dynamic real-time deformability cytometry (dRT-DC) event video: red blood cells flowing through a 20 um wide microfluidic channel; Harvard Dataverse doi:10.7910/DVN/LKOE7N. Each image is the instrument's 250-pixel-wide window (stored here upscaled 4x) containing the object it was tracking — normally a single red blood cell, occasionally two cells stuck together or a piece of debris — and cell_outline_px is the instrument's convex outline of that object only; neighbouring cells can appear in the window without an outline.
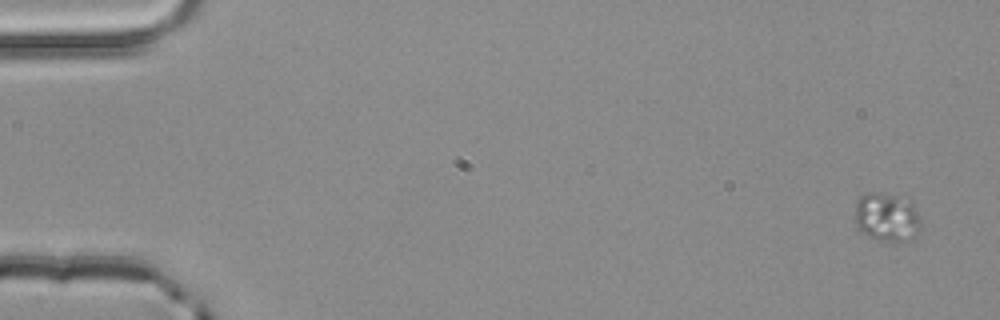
{"species": "common noctule bat (a hibernating species)", "species_latin": "Nyctalus noctula", "temperature_condition": "room temperature", "stored_images_in_passage": 4, "camera_frame_rate_fps": 3000, "um_per_image_px": 0.085, "animal": {"sex": "male", "body_mass_g": 20.4}, "frame": {"image": 1, "passage_image": 1, "time_ms": 0.0, "image_size_px": [1000, 320], "cell_outline_px": [[920, 232], [916, 236], [908, 240], [884, 240], [868, 236], [860, 232], [856, 228], [856, 200], [860, 196], [868, 192], [872, 192], [896, 196], [912, 200], [920, 220]], "centroid_in_image_um": [75.38, 18.45], "position_along_channel_um": 9.6, "area_um2": 18.67}}
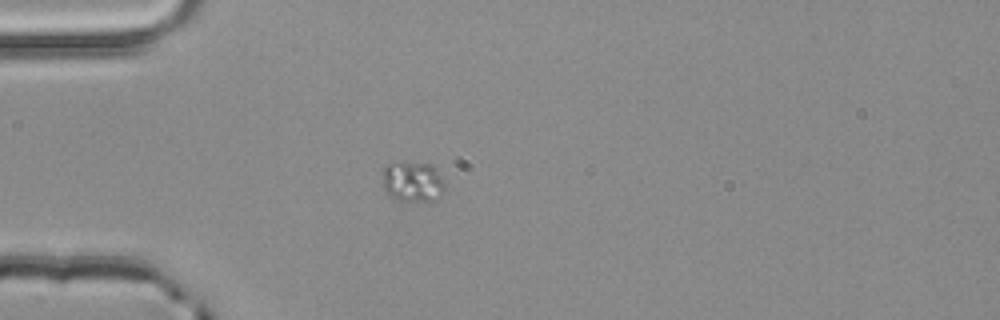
{"frame": {"image": 2, "passage_image": 4, "time_ms": 1.0, "image_size_px": [1000, 320], "cell_outline_px": [[444, 188], [440, 196], [432, 200], [400, 200], [392, 196], [384, 188], [384, 168], [388, 164], [400, 160], [404, 160], [432, 164], [440, 176], [444, 184]], "centroid_in_image_um": [35.08, 15.37], "position_along_channel_um": 49.9, "area_um2": 14.51}}